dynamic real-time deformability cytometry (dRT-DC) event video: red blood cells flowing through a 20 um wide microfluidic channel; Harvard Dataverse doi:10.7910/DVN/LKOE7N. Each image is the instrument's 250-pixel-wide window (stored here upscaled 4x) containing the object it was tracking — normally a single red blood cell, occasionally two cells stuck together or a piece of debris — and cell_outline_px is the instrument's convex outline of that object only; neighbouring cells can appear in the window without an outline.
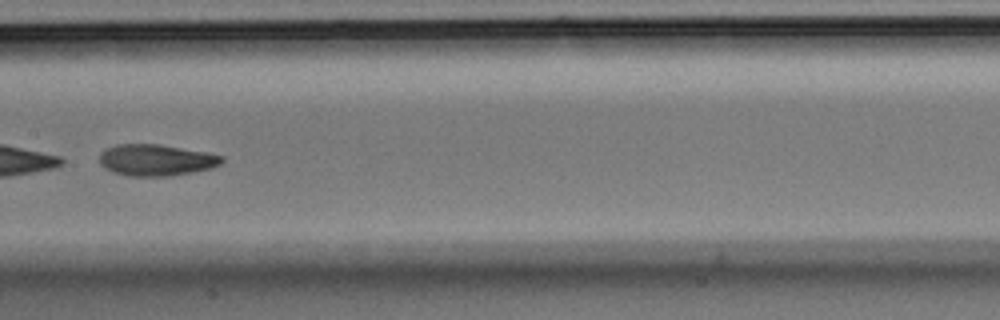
{"species": "Egyptian fruit bat (a non-hibernating species)", "species_latin": "Rousettus aegyptiacus", "temperature_condition": "room temperature", "stored_images_in_passage": 35, "camera_frame_rate_fps": 3000, "um_per_image_px": 0.085, "animal": {"sex": "male"}, "frame": {"image": 1, "passage_image": 28, "time_ms": 9.0, "image_size_px": [1000, 320], "cell_outline_px": [[224, 160], [220, 164], [212, 168], [192, 172], [168, 176], [128, 176], [104, 168], [100, 164], [100, 152], [116, 144], [160, 144], [208, 152], [224, 156]], "centroid_in_image_um": [13.3, 13.6], "position_along_channel_um": 194.1, "area_um2": 22.48}}